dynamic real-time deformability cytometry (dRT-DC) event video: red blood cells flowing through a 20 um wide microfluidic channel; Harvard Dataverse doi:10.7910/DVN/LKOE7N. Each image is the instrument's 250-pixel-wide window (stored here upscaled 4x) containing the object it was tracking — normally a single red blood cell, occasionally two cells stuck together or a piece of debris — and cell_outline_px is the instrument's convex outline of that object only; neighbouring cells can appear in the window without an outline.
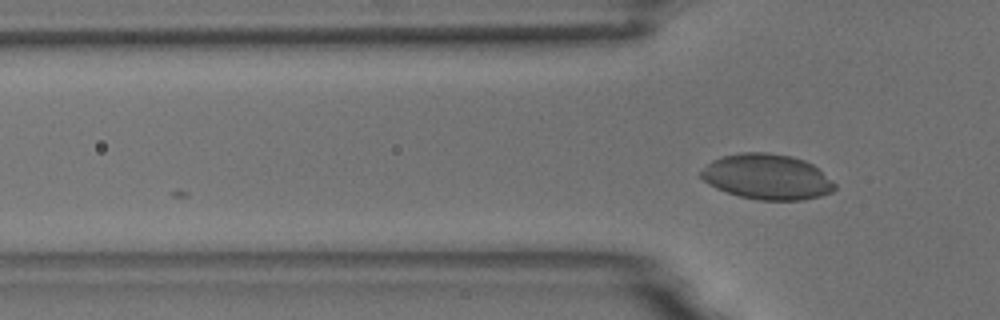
{"species": "common noctule bat (a hibernating species)", "species_latin": "Nyctalus noctula", "temperature_condition": "room temperature", "stored_images_in_passage": 10, "camera_frame_rate_fps": 3000, "um_per_image_px": 0.085, "animal": {"sex": "male", "body_mass_g": 18.8}, "frame": {"image": 1, "passage_image": 10, "time_ms": 3.0, "image_size_px": [1000, 320], "cell_outline_px": [[836, 188], [832, 192], [820, 196], [804, 200], [760, 200], [740, 196], [716, 188], [704, 180], [700, 176], [700, 172], [712, 160], [720, 156], [740, 152], [764, 152], [788, 156], [804, 160], [812, 164], [832, 180], [836, 184]], "centroid_in_image_um": [65.21, 15.03], "position_along_channel_um": 60.6, "area_um2": 35.2}}